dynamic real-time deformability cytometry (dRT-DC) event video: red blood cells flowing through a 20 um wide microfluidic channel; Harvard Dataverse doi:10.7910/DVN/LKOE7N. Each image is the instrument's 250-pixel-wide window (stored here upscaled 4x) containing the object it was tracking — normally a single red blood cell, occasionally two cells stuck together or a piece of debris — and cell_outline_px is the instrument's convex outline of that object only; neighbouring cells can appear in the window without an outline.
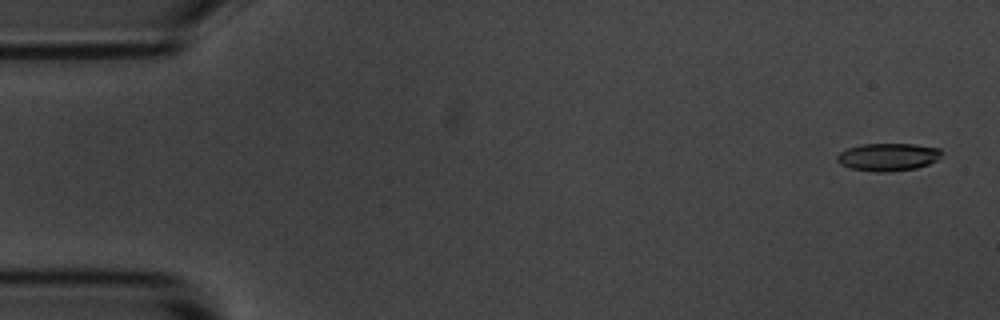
{"species": "common noctule bat (a hibernating species)", "species_latin": "Nyctalus noctula", "temperature_condition": "room temperature", "stored_images_in_passage": 54, "camera_frame_rate_fps": 3000, "um_per_image_px": 0.085, "animal": {"sex": "male", "body_mass_g": 20.1, "forearm_length_mm": 53.5}, "frame": {"image": 1, "passage_image": 2, "time_ms": 0.333, "image_size_px": [1000, 320], "cell_outline_px": [[944, 152], [936, 160], [928, 164], [916, 168], [888, 172], [876, 172], [852, 168], [840, 164], [836, 160], [836, 156], [840, 152], [848, 148], [860, 144], [912, 144], [940, 148]], "centroid_in_image_um": [75.48, 13.34], "position_along_channel_um": 9.5, "area_um2": 16.88}}
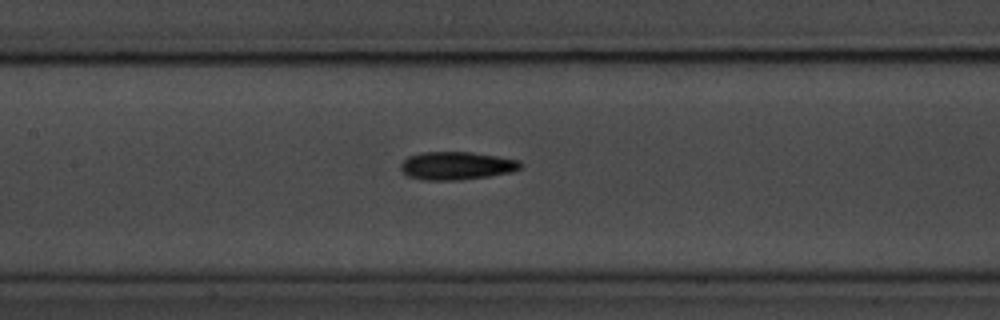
{"frame": {"image": 2, "passage_image": 25, "time_ms": 8.0, "image_size_px": [1000, 320], "cell_outline_px": [[524, 164], [520, 168], [512, 172], [488, 176], [456, 180], [420, 180], [408, 176], [400, 168], [400, 164], [408, 156], [424, 152], [472, 152], [520, 160]], "centroid_in_image_um": [38.81, 14.08], "position_along_channel_um": 168.6, "area_um2": 19.59}}
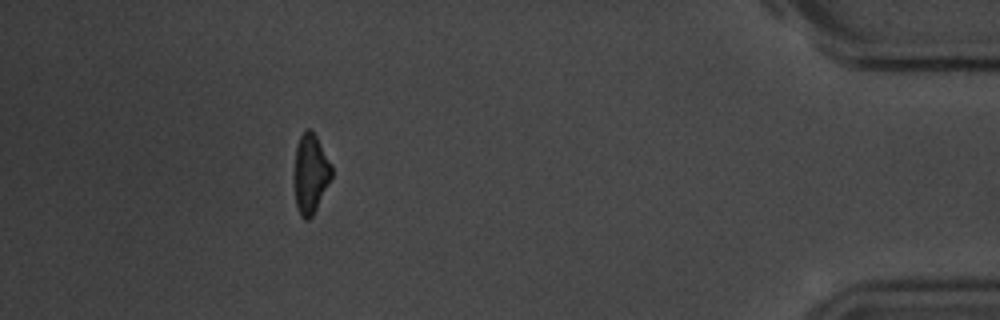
{"frame": {"image": 3, "passage_image": 49, "time_ms": 16.0, "image_size_px": [1000, 320], "cell_outline_px": [[332, 176], [312, 216], [308, 220], [304, 220], [300, 216], [296, 208], [292, 180], [296, 148], [300, 136], [304, 128], [308, 128], [316, 136], [332, 164]], "centroid_in_image_um": [26.35, 14.77], "position_along_channel_um": 408.9, "area_um2": 17.69}, "authors_computed_cell_mechanics": {"area_um2": 18.3226, "velocity_mm_per_s": 3.7017, "shape_relaxation_time_tau1_ms": 3.2321, "shape_relaxation_time_tau2_ms": 7.1743, "deformation_change_tau1": 0.1299, "deformation_change_tau2": 0.1728}}